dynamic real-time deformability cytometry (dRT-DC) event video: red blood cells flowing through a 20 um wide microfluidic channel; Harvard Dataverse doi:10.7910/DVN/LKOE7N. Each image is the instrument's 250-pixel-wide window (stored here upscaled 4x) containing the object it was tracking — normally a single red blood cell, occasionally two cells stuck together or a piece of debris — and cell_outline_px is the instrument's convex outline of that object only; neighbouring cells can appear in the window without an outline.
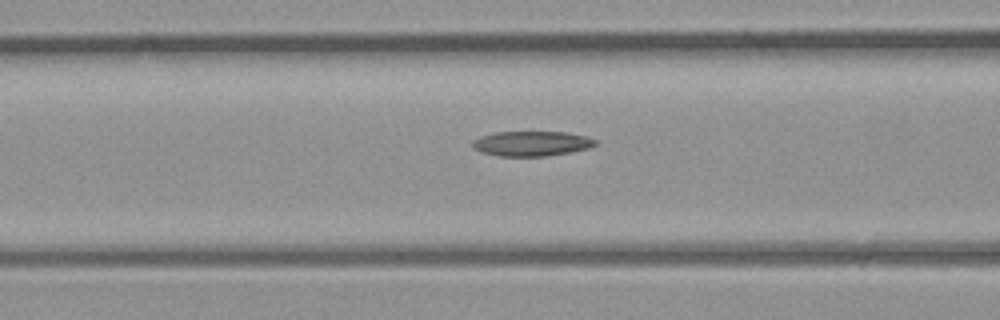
{"species": "common noctule bat (a hibernating species)", "species_latin": "Nyctalus noctula", "temperature_condition": "room temperature", "stored_images_in_passage": 24, "camera_frame_rate_fps": 3000, "um_per_image_px": 0.085, "animal": {"sex": "male", "body_mass_g": 23.1, "forearm_length_mm": 52.7}, "frame": {"image": 1, "passage_image": 8, "time_ms": 2.333, "image_size_px": [1000, 320], "cell_outline_px": [[600, 144], [588, 148], [572, 152], [544, 156], [500, 156], [484, 152], [472, 148], [472, 140], [480, 136], [496, 132], [568, 132], [584, 136], [596, 140]], "centroid_in_image_um": [45.2, 12.2], "position_along_channel_um": 121.4, "area_um2": 17.86}}
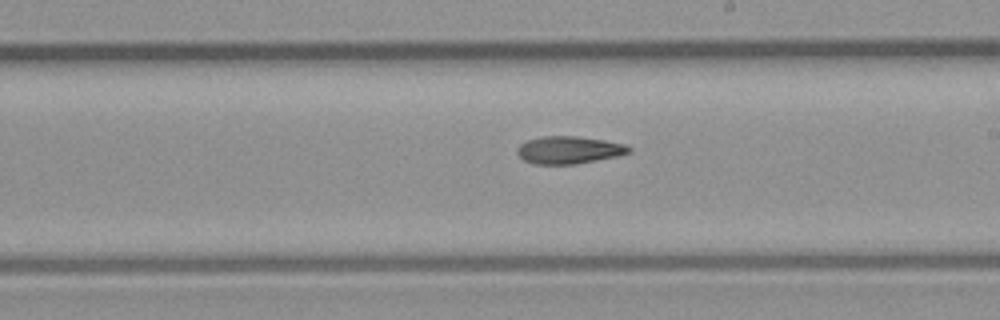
{"frame": {"image": 2, "passage_image": 15, "time_ms": 4.667, "image_size_px": [1000, 320], "cell_outline_px": [[632, 152], [620, 156], [576, 164], [532, 164], [524, 160], [516, 152], [516, 148], [520, 144], [528, 140], [540, 136], [576, 136], [604, 140], [624, 144], [632, 148]], "centroid_in_image_um": [48.37, 12.75], "position_along_channel_um": 240.6, "area_um2": 18.09}}
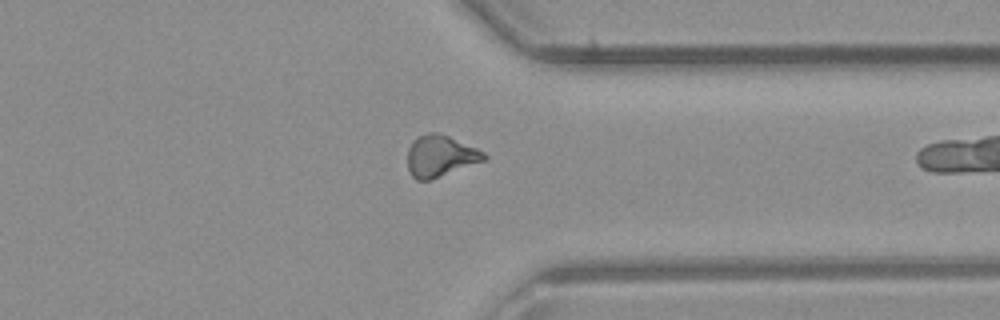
{"frame": {"image": 3, "passage_image": 23, "time_ms": 7.333, "image_size_px": [1000, 320], "cell_outline_px": [[488, 156], [484, 160], [432, 180], [416, 180], [412, 176], [408, 168], [408, 148], [412, 140], [416, 136], [428, 132], [440, 132], [476, 148], [484, 152]], "centroid_in_image_um": [37.39, 13.25], "position_along_channel_um": 374.0, "area_um2": 18.61}}